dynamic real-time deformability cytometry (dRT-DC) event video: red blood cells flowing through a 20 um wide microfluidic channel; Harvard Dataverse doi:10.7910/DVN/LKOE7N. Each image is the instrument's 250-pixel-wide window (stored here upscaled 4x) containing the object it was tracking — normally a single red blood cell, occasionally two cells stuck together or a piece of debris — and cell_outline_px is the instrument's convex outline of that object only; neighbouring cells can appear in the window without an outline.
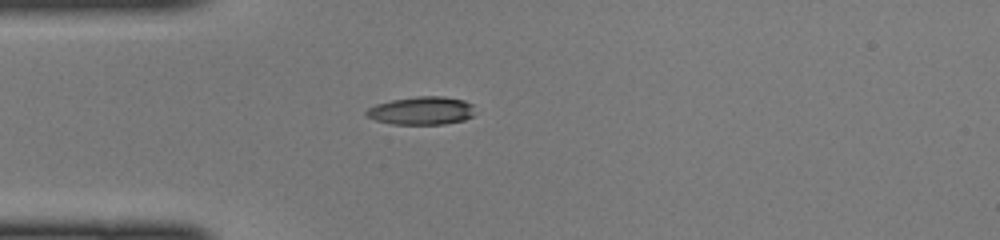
{"species": "common noctule bat (a hibernating species)", "species_latin": "Nyctalus noctula", "temperature_condition": "cold", "stored_images_in_passage": 36, "camera_frame_rate_fps": 3000, "um_per_image_px": 0.085, "animal": {"sex": "female", "body_mass_g": 22.0, "forearm_length_mm": 56.7}, "frame": {"image": 1, "passage_image": 2, "time_ms": 0.333, "image_size_px": [1000, 240], "cell_outline_px": [[472, 116], [464, 120], [444, 124], [392, 124], [376, 120], [364, 116], [364, 112], [368, 108], [376, 104], [392, 100], [416, 96], [444, 96], [464, 100], [472, 104]], "centroid_in_image_um": [35.79, 9.4], "position_along_channel_um": 49.2, "area_um2": 17.8}}
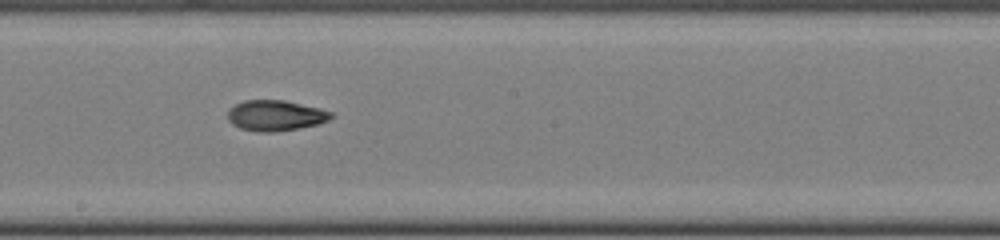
{"frame": {"image": 2, "passage_image": 15, "time_ms": 4.667, "image_size_px": [1000, 240], "cell_outline_px": [[332, 116], [328, 120], [320, 124], [300, 128], [276, 132], [256, 132], [240, 128], [232, 124], [228, 120], [228, 108], [244, 100], [284, 100], [320, 108], [332, 112]], "centroid_in_image_um": [23.4, 9.82], "position_along_channel_um": 224.8, "area_um2": 18.61}}
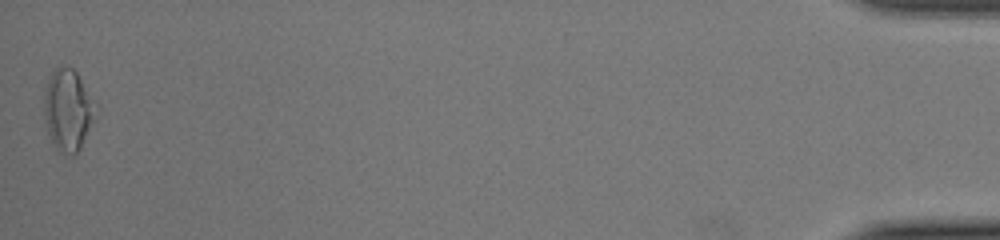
{"frame": {"image": 3, "passage_image": 36, "time_ms": 11.667, "image_size_px": [1000, 240], "cell_outline_px": [[96, 104], [92, 120], [80, 148], [72, 156], [60, 152], [56, 148], [48, 132], [44, 112], [44, 92], [48, 76], [56, 68], [72, 68], [76, 72]], "centroid_in_image_um": [5.74, 9.34], "position_along_channel_um": 429.5, "area_um2": 23.76}}